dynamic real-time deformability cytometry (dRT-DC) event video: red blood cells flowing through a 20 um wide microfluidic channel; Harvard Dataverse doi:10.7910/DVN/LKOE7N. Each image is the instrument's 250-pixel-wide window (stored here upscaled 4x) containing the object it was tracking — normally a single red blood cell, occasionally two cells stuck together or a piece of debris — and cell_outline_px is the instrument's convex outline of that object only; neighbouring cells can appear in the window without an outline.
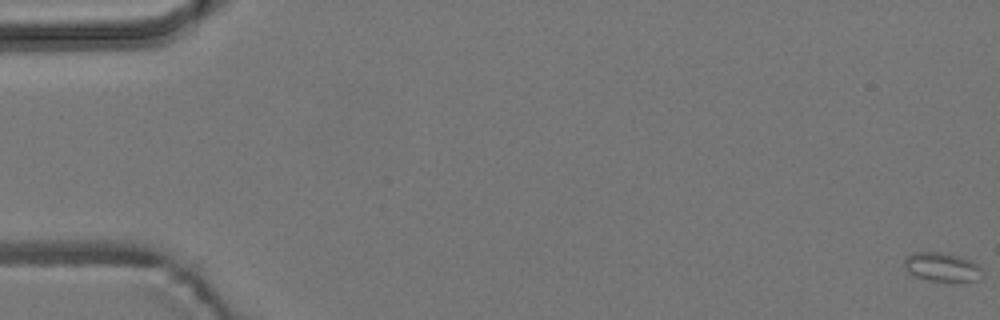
{"species": "common noctule bat (a hibernating species)", "species_latin": "Nyctalus noctula", "temperature_condition": "room temperature", "stored_images_in_passage": 6, "camera_frame_rate_fps": 3000, "um_per_image_px": 0.085, "animal": {"sex": "male", "body_mass_g": 19.2, "forearm_length_mm": 51.8}, "frame": {"image": 1, "passage_image": 1, "time_ms": 0.0, "image_size_px": [1000, 320], "cell_outline_px": [[984, 276], [980, 280], [960, 284], [932, 280], [916, 276], [908, 272], [904, 268], [904, 260], [912, 252], [940, 252], [960, 256], [972, 260], [984, 272]], "centroid_in_image_um": [80.16, 22.74], "position_along_channel_um": 4.8, "area_um2": 13.7}}